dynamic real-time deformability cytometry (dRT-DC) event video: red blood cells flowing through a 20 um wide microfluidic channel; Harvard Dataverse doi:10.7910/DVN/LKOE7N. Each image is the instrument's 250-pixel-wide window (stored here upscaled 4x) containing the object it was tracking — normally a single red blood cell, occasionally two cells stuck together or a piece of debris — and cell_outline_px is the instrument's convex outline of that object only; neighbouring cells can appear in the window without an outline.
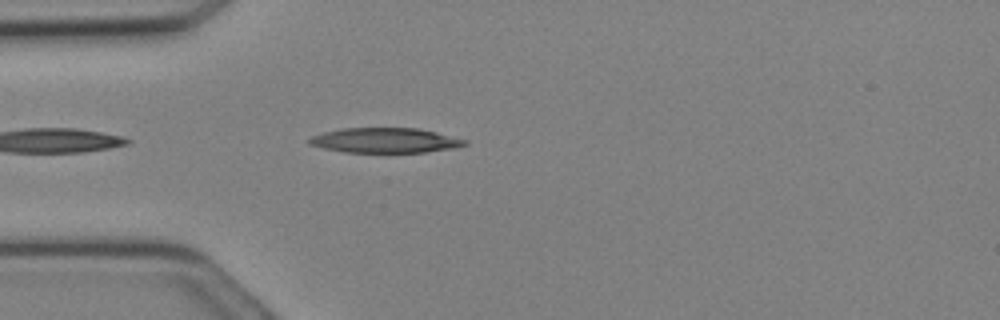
{"species": "Egyptian fruit bat (a non-hibernating species)", "species_latin": "Rousettus aegyptiacus", "temperature_condition": "cold", "stored_images_in_passage": 7, "camera_frame_rate_fps": 3000, "um_per_image_px": 0.085, "animal": {"sex": "female"}, "frame": {"image": 1, "passage_image": 1, "time_ms": 0.0, "image_size_px": [1000, 320], "cell_outline_px": [[468, 144], [456, 148], [424, 152], [344, 152], [324, 148], [308, 144], [304, 140], [312, 136], [324, 132], [344, 128], [420, 128], [468, 140]], "centroid_in_image_um": [32.74, 11.93], "position_along_channel_um": 52.3, "area_um2": 22.72}}
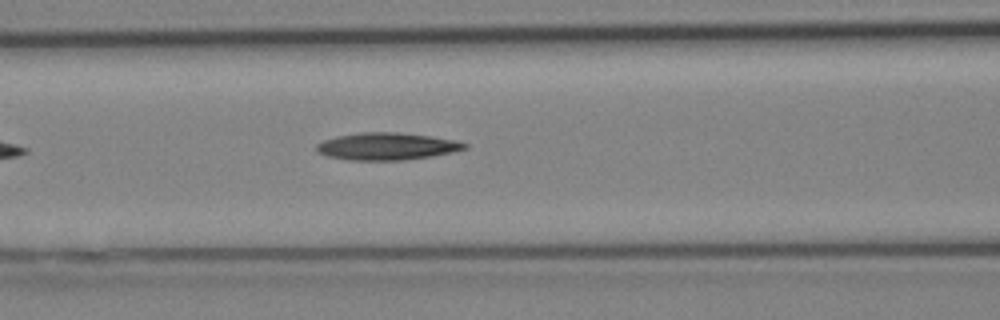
{"frame": {"image": 2, "passage_image": 5, "time_ms": 1.333, "image_size_px": [1000, 320], "cell_outline_px": [[468, 148], [452, 152], [432, 156], [404, 160], [348, 160], [328, 156], [316, 152], [316, 144], [324, 140], [336, 136], [360, 132], [396, 132], [432, 136], [456, 140], [468, 144]], "centroid_in_image_um": [32.88, 12.43], "position_along_channel_um": 133.7, "area_um2": 23.64}}
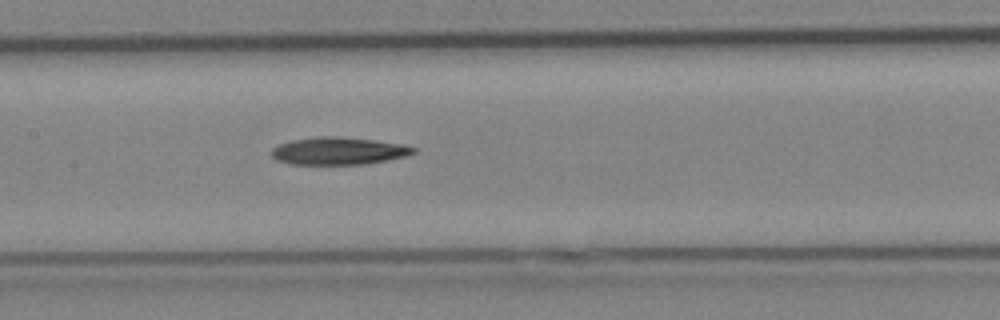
{"frame": {"image": 3, "passage_image": 7, "time_ms": 2.0, "image_size_px": [1000, 320], "cell_outline_px": [[416, 152], [404, 156], [388, 160], [368, 164], [292, 164], [276, 160], [272, 156], [272, 148], [280, 144], [292, 140], [320, 136], [336, 136], [372, 140], [400, 144], [416, 148]], "centroid_in_image_um": [28.76, 12.83], "position_along_channel_um": 178.6, "area_um2": 22.48}}